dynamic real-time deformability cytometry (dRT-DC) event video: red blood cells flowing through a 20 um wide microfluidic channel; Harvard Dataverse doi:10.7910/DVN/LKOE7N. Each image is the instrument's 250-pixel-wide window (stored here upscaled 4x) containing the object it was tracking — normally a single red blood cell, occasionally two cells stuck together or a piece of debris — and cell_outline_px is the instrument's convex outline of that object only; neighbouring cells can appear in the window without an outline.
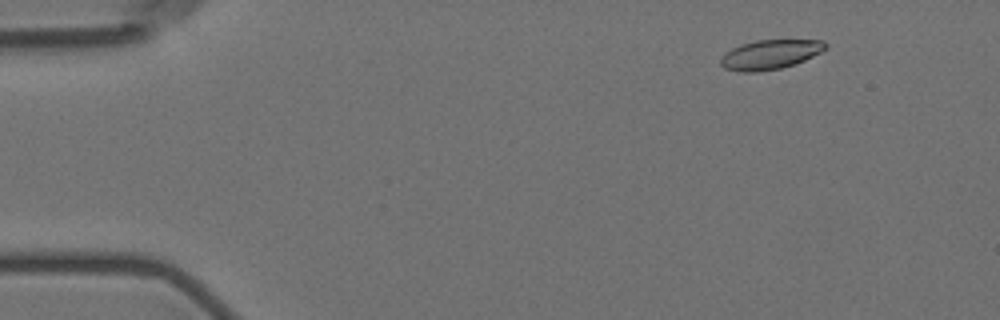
{"species": "Egyptian fruit bat (a non-hibernating species)", "species_latin": "Rousettus aegyptiacus", "temperature_condition": "room temperature", "stored_images_in_passage": 5, "camera_frame_rate_fps": 3000, "um_per_image_px": 0.085, "animal": {"sex": "female"}, "frame": {"image": 1, "passage_image": 2, "time_ms": 1.333, "image_size_px": [1000, 320], "cell_outline_px": [[828, 48], [804, 60], [780, 68], [756, 72], [744, 72], [724, 68], [720, 64], [720, 56], [724, 52], [740, 44], [756, 40], [824, 40], [828, 44]], "centroid_in_image_um": [65.43, 4.62], "position_along_channel_um": 19.6, "area_um2": 18.03}}
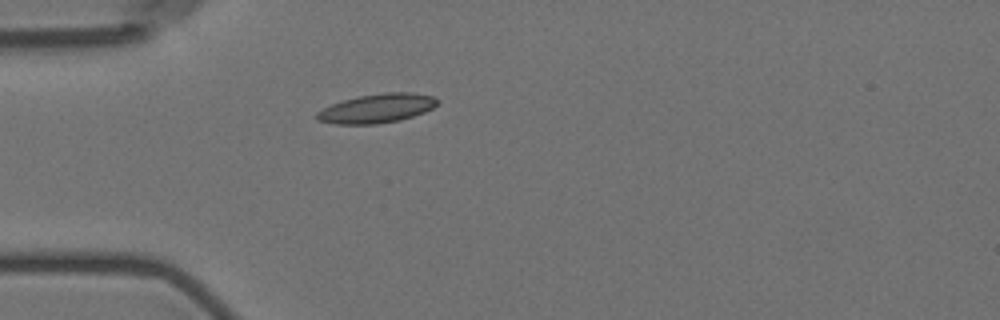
{"frame": {"image": 2, "passage_image": 5, "time_ms": 4.667, "image_size_px": [1000, 320], "cell_outline_px": [[440, 100], [432, 108], [424, 112], [400, 120], [376, 124], [336, 124], [316, 120], [316, 112], [332, 104], [344, 100], [360, 96], [384, 92], [412, 92], [432, 96]], "centroid_in_image_um": [32.04, 9.21], "position_along_channel_um": 53.0, "area_um2": 20.29}}